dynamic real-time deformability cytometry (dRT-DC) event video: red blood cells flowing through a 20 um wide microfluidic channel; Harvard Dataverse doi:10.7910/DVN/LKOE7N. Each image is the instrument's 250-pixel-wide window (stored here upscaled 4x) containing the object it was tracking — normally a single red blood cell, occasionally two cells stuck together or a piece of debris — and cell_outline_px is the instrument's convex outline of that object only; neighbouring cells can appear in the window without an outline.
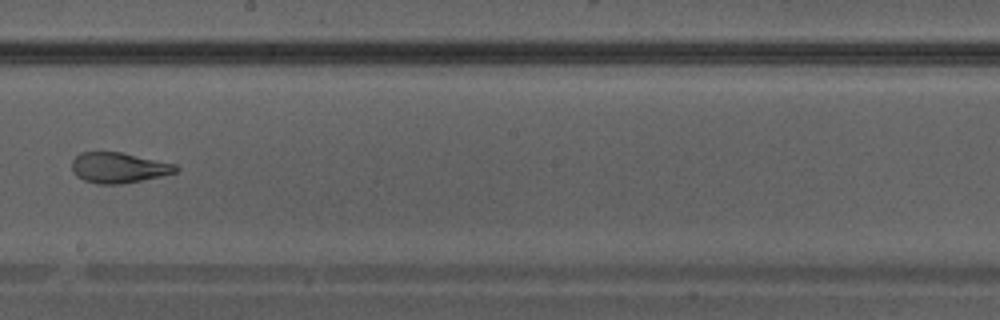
{"species": "Egyptian fruit bat (a non-hibernating species)", "species_latin": "Rousettus aegyptiacus", "temperature_condition": "warm", "stored_images_in_passage": 29, "camera_frame_rate_fps": 3000, "um_per_image_px": 0.085, "animal": {"sex": "male"}, "frame": {"image": 1, "passage_image": 13, "time_ms": 4.0, "image_size_px": [1000, 320], "cell_outline_px": [[180, 168], [176, 172], [160, 176], [120, 184], [96, 184], [84, 180], [76, 176], [72, 172], [72, 160], [80, 152], [120, 152], [176, 164]], "centroid_in_image_um": [10.05, 14.25], "position_along_channel_um": 238.1, "area_um2": 18.38}}